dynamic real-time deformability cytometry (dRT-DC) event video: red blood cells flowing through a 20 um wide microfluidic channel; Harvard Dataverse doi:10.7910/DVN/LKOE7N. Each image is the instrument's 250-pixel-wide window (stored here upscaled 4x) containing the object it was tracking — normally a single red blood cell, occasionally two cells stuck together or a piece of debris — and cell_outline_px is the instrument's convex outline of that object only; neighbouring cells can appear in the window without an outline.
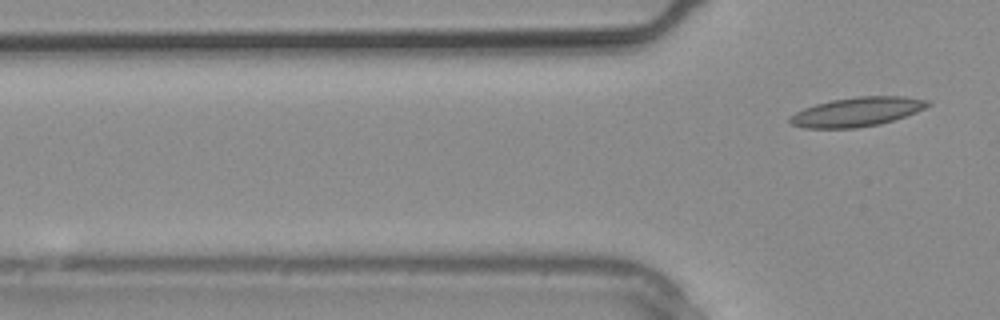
{"species": "common noctule bat (a hibernating species)", "species_latin": "Nyctalus noctula", "temperature_condition": "warm", "stored_images_in_passage": 3, "camera_frame_rate_fps": 3000, "um_per_image_px": 0.085, "animal": {"sex": "male", "body_mass_g": 20.4}, "frame": {"image": 1, "passage_image": 3, "time_ms": 0.667, "image_size_px": [1000, 320], "cell_outline_px": [[932, 104], [916, 112], [880, 124], [856, 128], [804, 128], [792, 124], [788, 120], [796, 112], [804, 108], [816, 104], [832, 100], [860, 96], [904, 96], [928, 100]], "centroid_in_image_um": [72.86, 9.5], "position_along_channel_um": 52.9, "area_um2": 23.24}}